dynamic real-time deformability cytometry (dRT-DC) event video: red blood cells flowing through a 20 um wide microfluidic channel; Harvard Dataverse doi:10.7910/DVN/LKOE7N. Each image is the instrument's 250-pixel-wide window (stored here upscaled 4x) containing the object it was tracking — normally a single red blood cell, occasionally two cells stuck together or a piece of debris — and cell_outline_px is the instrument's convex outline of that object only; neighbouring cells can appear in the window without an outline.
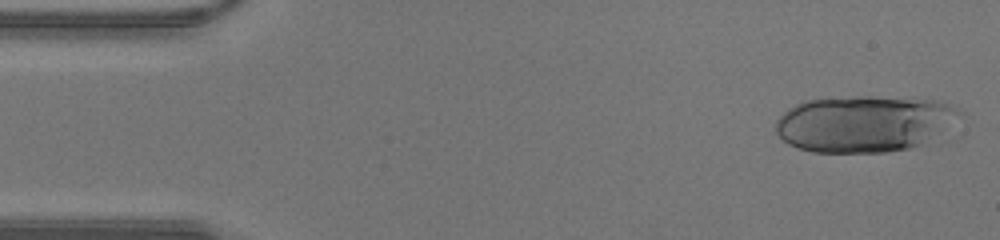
{"species": "human", "species_latin": "Homo sapiens", "temperature_condition": "warm", "stored_images_in_passage": 40, "segment_of_instrument_passage": [1, 2], "camera_frame_rate_fps": 3000, "um_per_image_px": 0.085, "donor": {"sex": "male"}, "frame": {"image": 1, "passage_image": 1, "time_ms": 0.0, "image_size_px": [1000, 240], "cell_outline_px": [[964, 112], [944, 140], [908, 148], [888, 152], [812, 152], [788, 144], [776, 132], [776, 120], [788, 108], [796, 104], [808, 100], [856, 96], [868, 96], [936, 100], [948, 104]], "centroid_in_image_um": [73.61, 10.53], "position_along_channel_um": 11.4, "area_um2": 61.79}}
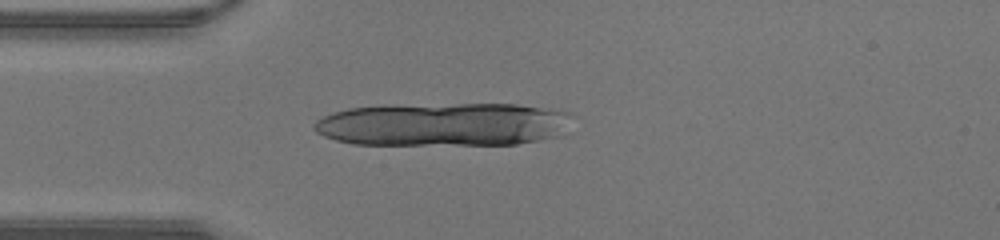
{"frame": {"image": 2, "passage_image": 10, "time_ms": 3.0, "image_size_px": [1000, 240], "cell_outline_px": [[572, 116], [556, 136], [516, 144], [352, 144], [336, 140], [324, 136], [316, 132], [312, 128], [312, 124], [316, 120], [324, 116], [348, 108], [456, 104], [516, 104], [560, 108], [568, 112]], "centroid_in_image_um": [37.69, 10.57], "position_along_channel_um": 47.3, "area_um2": 64.62}}